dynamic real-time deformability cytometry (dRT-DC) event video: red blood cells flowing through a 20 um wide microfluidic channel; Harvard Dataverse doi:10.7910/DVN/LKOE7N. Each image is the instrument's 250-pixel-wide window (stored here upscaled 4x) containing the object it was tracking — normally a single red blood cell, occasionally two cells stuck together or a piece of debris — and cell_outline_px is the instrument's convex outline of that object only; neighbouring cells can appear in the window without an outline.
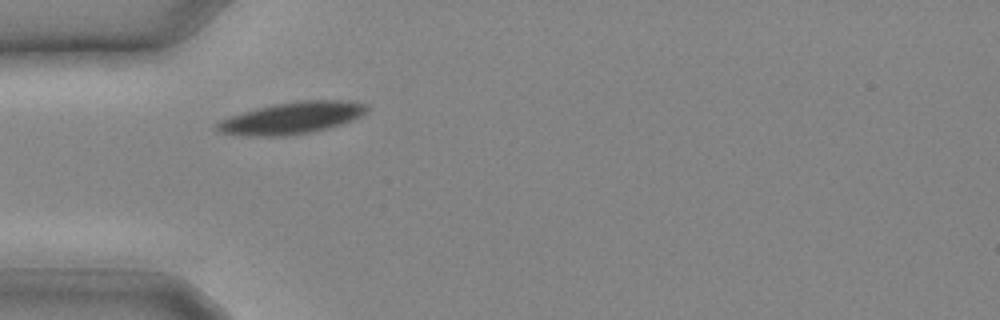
{"species": "common noctule bat (a hibernating species)", "species_latin": "Nyctalus noctula", "temperature_condition": "cold", "stored_images_in_passage": 16, "camera_frame_rate_fps": 3000, "um_per_image_px": 0.085, "animal": {"sex": "male", "body_mass_g": 20.4}, "frame": {"image": 1, "passage_image": 1, "time_ms": 0.0, "image_size_px": [1000, 320], "cell_outline_px": [[368, 112], [360, 116], [340, 124], [328, 128], [312, 132], [284, 136], [244, 136], [216, 132], [212, 128], [220, 120], [256, 108], [276, 104], [300, 100], [344, 100], [364, 104], [368, 108]], "centroid_in_image_um": [24.75, 10.04], "position_along_channel_um": 60.3, "area_um2": 27.74}}
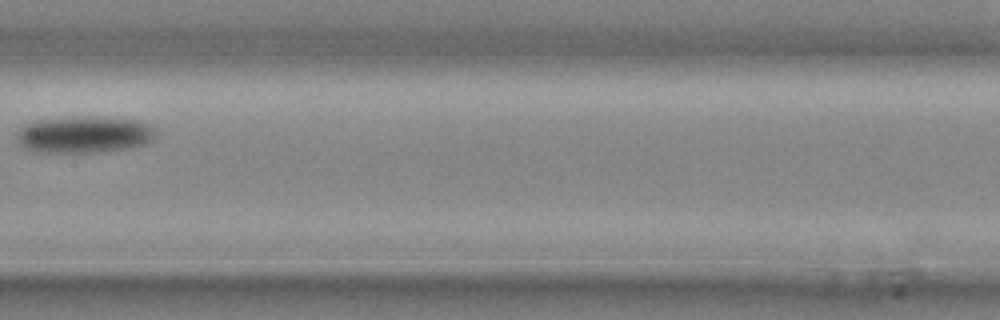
{"frame": {"image": 2, "passage_image": 7, "time_ms": 2.0, "image_size_px": [1000, 320], "cell_outline_px": [[156, 136], [152, 140], [144, 144], [132, 148], [104, 152], [36, 152], [24, 148], [20, 144], [16, 136], [16, 132], [20, 128], [28, 124], [40, 120], [84, 116], [140, 120], [152, 124]], "centroid_in_image_um": [7.2, 11.45], "position_along_channel_um": 200.2, "area_um2": 29.94}}
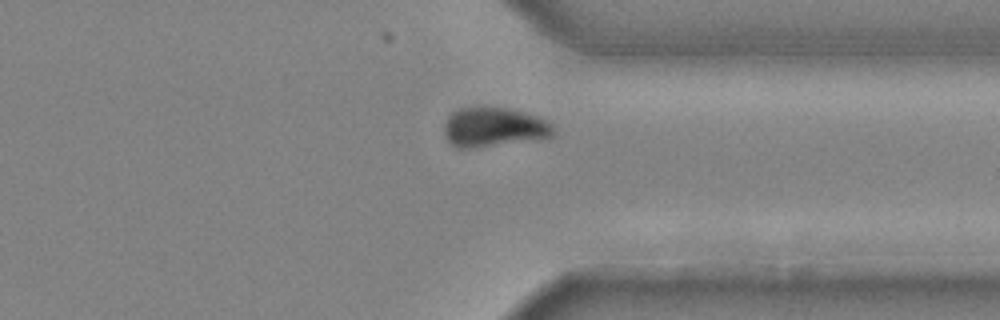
{"frame": {"image": 3, "passage_image": 14, "time_ms": 4.333, "image_size_px": [1000, 320], "cell_outline_px": [[556, 132], [552, 136], [540, 140], [476, 148], [460, 148], [452, 144], [448, 140], [444, 132], [444, 124], [448, 116], [456, 108], [508, 108], [524, 112], [536, 116], [552, 124]], "centroid_in_image_um": [42.0, 10.83], "position_along_channel_um": 369.4, "area_um2": 25.32}}